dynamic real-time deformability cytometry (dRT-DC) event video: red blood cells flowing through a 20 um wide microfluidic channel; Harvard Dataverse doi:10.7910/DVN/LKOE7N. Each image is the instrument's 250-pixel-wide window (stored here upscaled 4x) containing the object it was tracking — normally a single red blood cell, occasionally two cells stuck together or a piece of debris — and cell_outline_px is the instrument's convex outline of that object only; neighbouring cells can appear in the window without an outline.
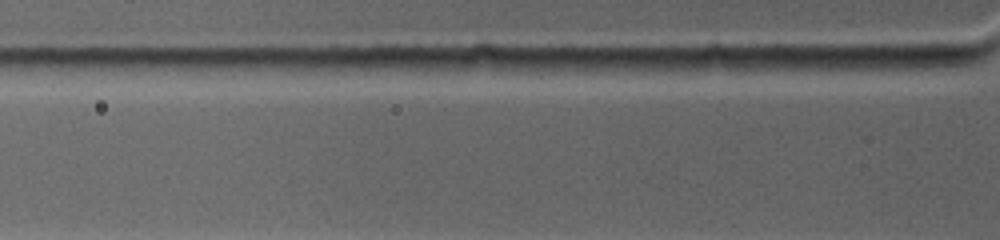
{"species": "common noctule bat (a hibernating species)", "species_latin": "Nyctalus noctula", "temperature_condition": "warm", "stored_images_in_passage": 2, "camera_frame_rate_fps": 4500, "um_per_image_px": 0.085, "animal": {"sex": "female", "body_mass_g": 19.0, "forearm_length_mm": 53.3}, "frame": {"image": 1, "passage_image": 2, "time_ms": 0.222, "image_size_px": [1000, 240], "cell_outline_px": [[728, 64], [724, 68], [616, 76], [608, 68], [616, 60], [708, 56], [724, 56]], "centroid_in_image_um": [56.65, 5.53], "position_along_channel_um": 69.2, "area_um2": 11.79}}